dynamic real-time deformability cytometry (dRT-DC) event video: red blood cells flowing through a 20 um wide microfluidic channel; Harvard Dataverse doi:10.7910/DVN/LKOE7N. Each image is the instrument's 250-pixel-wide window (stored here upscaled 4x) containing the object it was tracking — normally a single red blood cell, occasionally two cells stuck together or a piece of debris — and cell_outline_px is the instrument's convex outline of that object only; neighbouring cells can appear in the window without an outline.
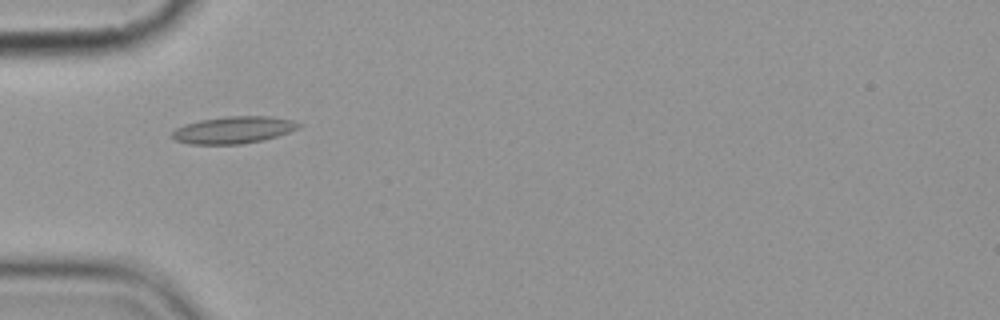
{"species": "common noctule bat (a hibernating species)", "species_latin": "Nyctalus noctula", "temperature_condition": "cold", "stored_images_in_passage": 4, "camera_frame_rate_fps": 3000, "um_per_image_px": 0.085, "animal": {"sex": "female", "body_mass_g": 19.9}, "frame": {"image": 1, "passage_image": 3, "time_ms": 3.333, "image_size_px": [1000, 320], "cell_outline_px": [[304, 124], [300, 128], [264, 140], [240, 144], [188, 144], [176, 140], [168, 136], [176, 128], [184, 124], [200, 120], [224, 116], [268, 116], [292, 120]], "centroid_in_image_um": [19.83, 11.04], "position_along_channel_um": 65.2, "area_um2": 20.11}}
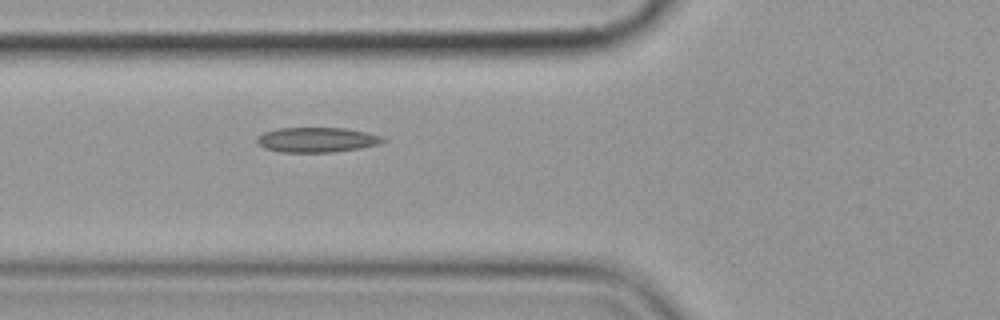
{"frame": {"image": 2, "passage_image": 4, "time_ms": 4.333, "image_size_px": [1000, 320], "cell_outline_px": [[384, 140], [376, 144], [360, 148], [332, 152], [280, 152], [264, 148], [256, 140], [256, 136], [264, 132], [276, 128], [344, 128], [368, 132], [384, 136]], "centroid_in_image_um": [26.9, 11.87], "position_along_channel_um": 98.9, "area_um2": 18.26}}